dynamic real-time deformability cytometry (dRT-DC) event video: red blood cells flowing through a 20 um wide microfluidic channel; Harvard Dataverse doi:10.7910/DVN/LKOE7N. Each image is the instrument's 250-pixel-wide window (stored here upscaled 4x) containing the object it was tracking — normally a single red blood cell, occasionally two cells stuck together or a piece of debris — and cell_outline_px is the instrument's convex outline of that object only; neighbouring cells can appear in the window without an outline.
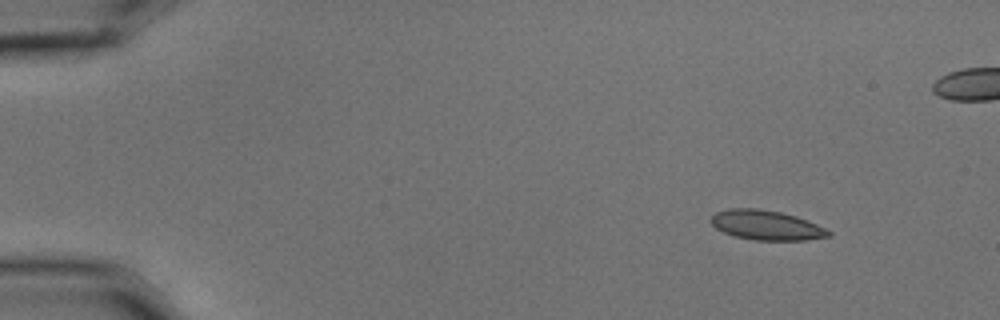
{"species": "common noctule bat (a hibernating species)", "species_latin": "Nyctalus noctula", "temperature_condition": "cold", "stored_images_in_passage": 5, "camera_frame_rate_fps": 3000, "um_per_image_px": 0.085, "animal": {"sex": "male", "body_mass_g": 15.6}, "frame": {"image": 1, "passage_image": 1, "time_ms": 0.0, "image_size_px": [1000, 320], "cell_outline_px": [[832, 236], [808, 240], [752, 240], [736, 236], [724, 232], [716, 228], [708, 220], [716, 212], [732, 208], [760, 208], [780, 212], [796, 216], [816, 224], [832, 232]], "centroid_in_image_um": [65.14, 19.14], "position_along_channel_um": 19.9, "area_um2": 20.35}}